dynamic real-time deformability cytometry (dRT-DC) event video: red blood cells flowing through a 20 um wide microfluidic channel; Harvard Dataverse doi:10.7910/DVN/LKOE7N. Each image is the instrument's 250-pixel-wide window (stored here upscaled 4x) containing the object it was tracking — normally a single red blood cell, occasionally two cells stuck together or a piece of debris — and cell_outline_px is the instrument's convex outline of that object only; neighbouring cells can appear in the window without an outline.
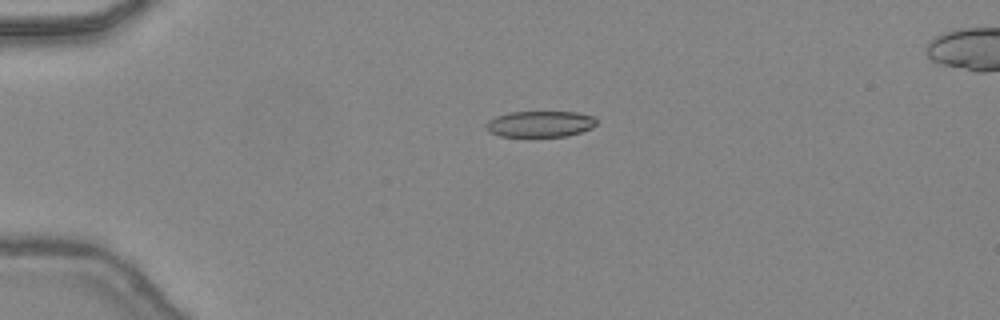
{"species": "common noctule bat (a hibernating species)", "species_latin": "Nyctalus noctula", "temperature_condition": "warm", "stored_images_in_passage": 47, "camera_frame_rate_fps": 3000, "um_per_image_px": 0.085, "animal": {"sex": "female", "body_mass_g": 24.6, "forearm_length_mm": 56.2}, "frame": {"image": 1, "passage_image": 12, "time_ms": 3.667, "image_size_px": [1000, 320], "cell_outline_px": [[596, 124], [592, 128], [568, 136], [528, 140], [500, 136], [488, 132], [488, 120], [496, 116], [508, 112], [576, 112], [596, 116]], "centroid_in_image_um": [45.91, 10.59], "position_along_channel_um": 39.1, "area_um2": 17.74}}
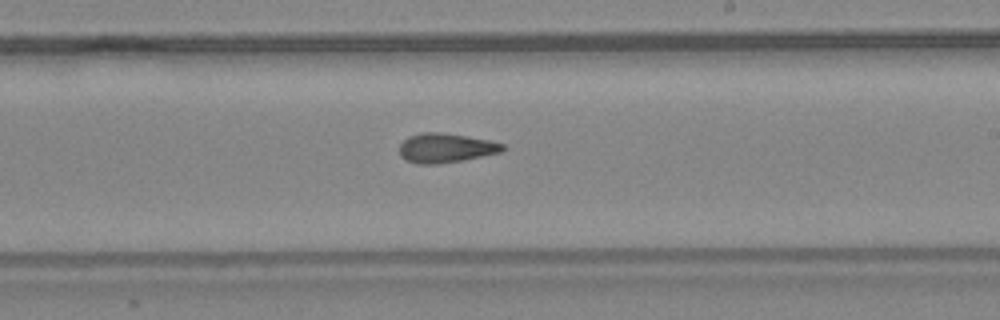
{"frame": {"image": 2, "passage_image": 29, "time_ms": 9.333, "image_size_px": [1000, 320], "cell_outline_px": [[504, 148], [500, 152], [464, 160], [436, 164], [420, 164], [404, 160], [400, 156], [400, 144], [408, 136], [420, 132], [440, 132], [488, 140], [504, 144]], "centroid_in_image_um": [37.83, 12.58], "position_along_channel_um": 251.2, "area_um2": 17.57}}
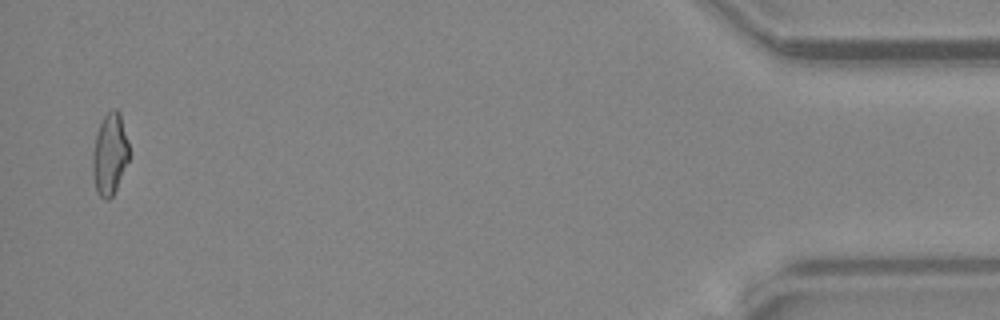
{"frame": {"image": 3, "passage_image": 46, "time_ms": 15.0, "image_size_px": [1000, 320], "cell_outline_px": [[128, 160], [116, 188], [112, 196], [108, 200], [104, 200], [96, 192], [92, 176], [92, 156], [96, 132], [104, 116], [112, 108], [116, 108], [120, 112], [128, 140]], "centroid_in_image_um": [9.31, 13.1], "position_along_channel_um": 425.9, "area_um2": 17.4}, "authors_computed_cell_mechanics": {"area_um2": 17.4556, "velocity_mm_per_s": 4.5047, "shape_relaxation_time_tau1_ms": null, "shape_relaxation_time_tau2_ms": 3.7254, "deformation_change_tau1": null, "deformation_change_tau2": 0.1198}}